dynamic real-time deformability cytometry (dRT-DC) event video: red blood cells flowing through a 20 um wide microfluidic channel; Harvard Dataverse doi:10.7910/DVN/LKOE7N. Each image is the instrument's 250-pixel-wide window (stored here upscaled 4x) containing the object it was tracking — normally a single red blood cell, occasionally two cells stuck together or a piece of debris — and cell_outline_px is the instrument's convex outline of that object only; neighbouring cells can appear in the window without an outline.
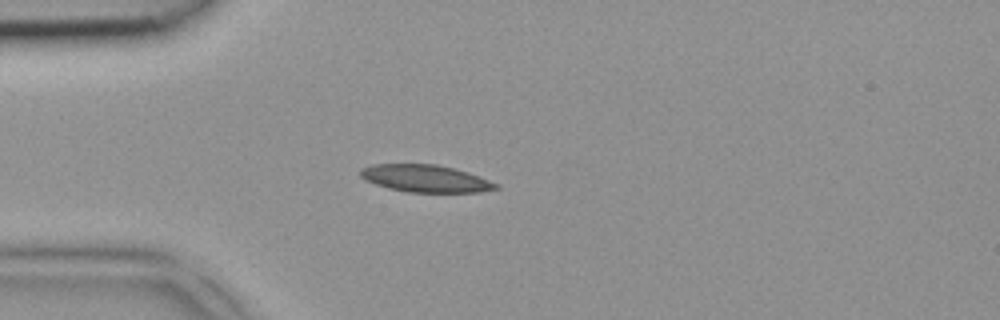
{"species": "common noctule bat (a hibernating species)", "species_latin": "Nyctalus noctula", "temperature_condition": "room temperature", "stored_images_in_passage": 2, "camera_frame_rate_fps": 3000, "um_per_image_px": 0.085, "animal": {"sex": "female", "body_mass_g": 18.4}, "frame": {"image": 1, "passage_image": 2, "time_ms": 0.333, "image_size_px": [1000, 320], "cell_outline_px": [[500, 188], [480, 192], [408, 192], [388, 188], [364, 180], [360, 176], [360, 168], [372, 164], [436, 164], [456, 168], [468, 172], [500, 184]], "centroid_in_image_um": [36.17, 15.17], "position_along_channel_um": 48.8, "area_um2": 21.73}}